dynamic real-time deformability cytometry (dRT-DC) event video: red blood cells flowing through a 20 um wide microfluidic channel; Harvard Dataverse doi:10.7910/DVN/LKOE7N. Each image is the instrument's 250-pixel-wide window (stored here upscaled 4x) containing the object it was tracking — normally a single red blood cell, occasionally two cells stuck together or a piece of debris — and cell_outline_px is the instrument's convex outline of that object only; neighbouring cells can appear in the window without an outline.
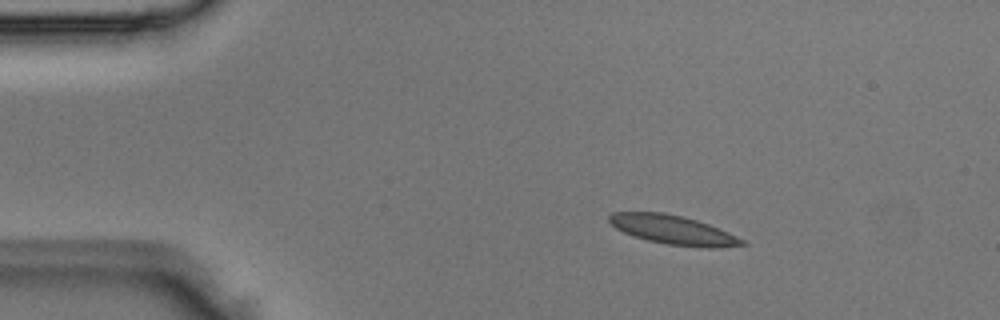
{"species": "Egyptian fruit bat (a non-hibernating species)", "species_latin": "Rousettus aegyptiacus", "temperature_condition": "room temperature", "stored_images_in_passage": 50, "camera_frame_rate_fps": 3000, "um_per_image_px": 0.085, "animal": {"sex": "male"}, "frame": {"image": 1, "passage_image": 8, "time_ms": 2.333, "image_size_px": [1000, 320], "cell_outline_px": [[748, 244], [720, 248], [700, 248], [668, 244], [648, 240], [624, 232], [616, 228], [608, 220], [608, 216], [612, 212], [664, 212], [684, 216], [708, 224], [728, 232], [744, 240]], "centroid_in_image_um": [57.24, 19.54], "position_along_channel_um": 27.8, "area_um2": 22.48}}
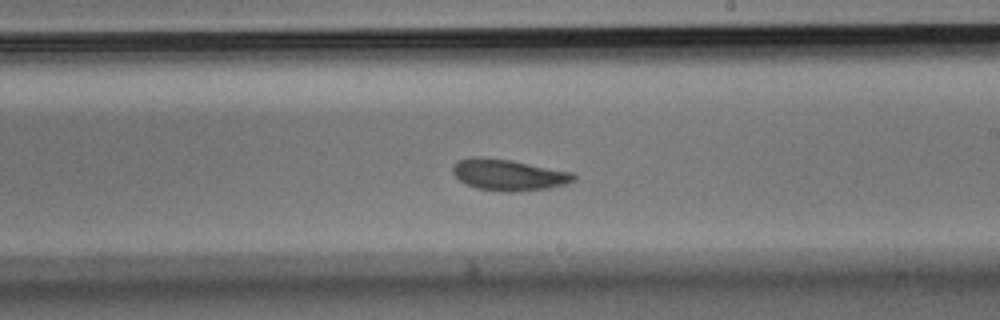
{"frame": {"image": 2, "passage_image": 29, "time_ms": 9.333, "image_size_px": [1000, 320], "cell_outline_px": [[576, 180], [564, 184], [548, 188], [512, 192], [504, 192], [476, 188], [464, 184], [452, 172], [452, 164], [460, 160], [472, 156], [480, 156], [512, 160], [572, 172], [576, 176]], "centroid_in_image_um": [43.19, 14.85], "position_along_channel_um": 245.8, "area_um2": 22.2}}
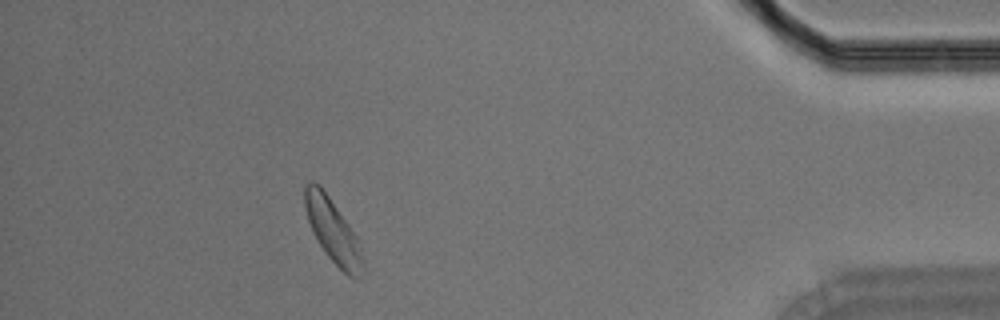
{"frame": {"image": 3, "passage_image": 45, "time_ms": 14.667, "image_size_px": [1000, 320], "cell_outline_px": [[364, 272], [356, 280], [348, 276], [328, 256], [320, 244], [308, 220], [304, 204], [304, 184], [308, 180], [312, 180], [320, 184], [348, 224], [356, 236], [360, 244], [364, 260]], "centroid_in_image_um": [28.31, 19.61], "position_along_channel_um": 406.9, "area_um2": 21.39}}